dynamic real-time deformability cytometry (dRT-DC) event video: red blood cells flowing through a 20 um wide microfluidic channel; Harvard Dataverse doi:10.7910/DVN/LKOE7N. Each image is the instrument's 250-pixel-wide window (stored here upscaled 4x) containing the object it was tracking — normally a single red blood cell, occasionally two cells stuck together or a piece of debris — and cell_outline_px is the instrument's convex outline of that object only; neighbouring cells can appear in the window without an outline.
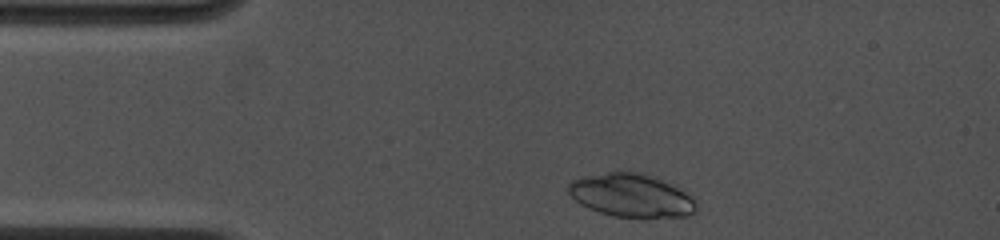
{"species": "common noctule bat (a hibernating species)", "species_latin": "Nyctalus noctula", "temperature_condition": "cold", "stored_images_in_passage": 14, "camera_frame_rate_fps": 4500, "um_per_image_px": 0.085, "animal": {"sex": "female", "body_mass_g": 19.0, "forearm_length_mm": 53.3}, "frame": {"image": 1, "passage_image": 2, "time_ms": 0.222, "image_size_px": [1000, 240], "cell_outline_px": [[696, 212], [688, 216], [644, 220], [612, 216], [600, 212], [580, 204], [568, 192], [568, 184], [572, 180], [584, 176], [608, 172], [644, 172], [656, 176], [684, 188], [696, 204]], "centroid_in_image_um": [53.74, 16.64], "position_along_channel_um": 31.3, "area_um2": 33.35}}